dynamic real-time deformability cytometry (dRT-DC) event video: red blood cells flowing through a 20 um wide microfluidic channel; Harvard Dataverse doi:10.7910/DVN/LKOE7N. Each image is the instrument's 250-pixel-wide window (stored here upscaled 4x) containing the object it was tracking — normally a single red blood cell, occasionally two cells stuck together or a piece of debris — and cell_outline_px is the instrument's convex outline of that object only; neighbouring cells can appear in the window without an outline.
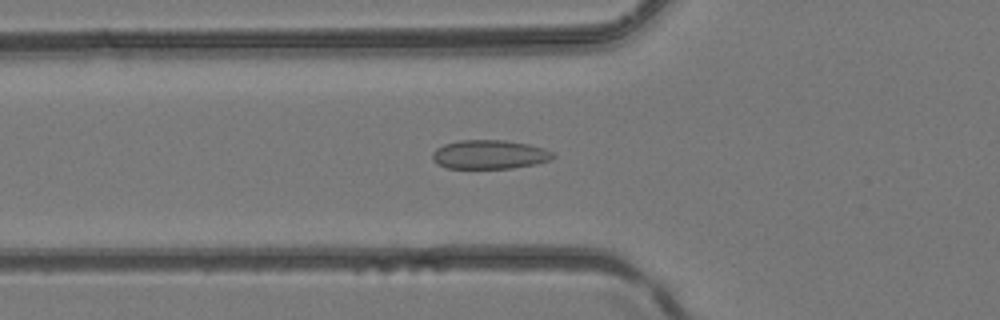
{"species": "common noctule bat (a hibernating species)", "species_latin": "Nyctalus noctula", "temperature_condition": "room temperature", "stored_images_in_passage": 43, "camera_frame_rate_fps": 3000, "um_per_image_px": 0.085, "animal": {"sex": "female", "body_mass_g": 24.6, "forearm_length_mm": 56.2}, "frame": {"image": 1, "passage_image": 16, "time_ms": 5.0, "image_size_px": [1000, 320], "cell_outline_px": [[556, 156], [552, 160], [536, 164], [512, 168], [448, 168], [436, 164], [432, 160], [432, 152], [436, 148], [444, 144], [460, 140], [504, 140], [528, 144], [544, 148], [552, 152]], "centroid_in_image_um": [41.61, 13.13], "position_along_channel_um": 84.2, "area_um2": 20.52}}
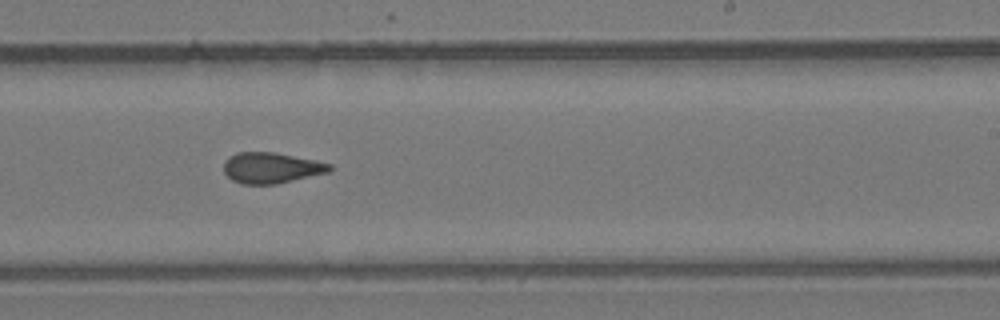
{"frame": {"image": 2, "passage_image": 27, "time_ms": 8.667, "image_size_px": [1000, 320], "cell_outline_px": [[332, 172], [276, 184], [244, 184], [232, 180], [224, 172], [224, 164], [228, 156], [236, 152], [276, 152], [332, 164]], "centroid_in_image_um": [23.08, 14.26], "position_along_channel_um": 265.9, "area_um2": 19.13}}
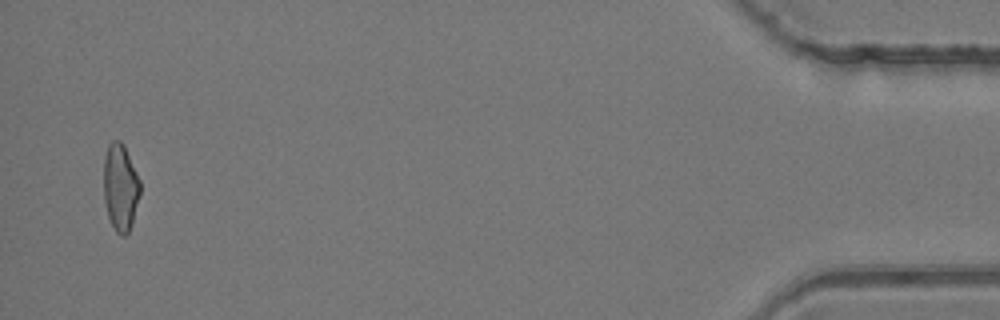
{"frame": {"image": 3, "passage_image": 42, "time_ms": 13.667, "image_size_px": [1000, 320], "cell_outline_px": [[140, 192], [132, 224], [128, 232], [124, 236], [120, 236], [116, 232], [108, 216], [104, 200], [104, 156], [108, 144], [112, 140], [120, 140], [124, 144], [140, 180]], "centroid_in_image_um": [10.23, 15.9], "position_along_channel_um": 425.0, "area_um2": 18.55}}